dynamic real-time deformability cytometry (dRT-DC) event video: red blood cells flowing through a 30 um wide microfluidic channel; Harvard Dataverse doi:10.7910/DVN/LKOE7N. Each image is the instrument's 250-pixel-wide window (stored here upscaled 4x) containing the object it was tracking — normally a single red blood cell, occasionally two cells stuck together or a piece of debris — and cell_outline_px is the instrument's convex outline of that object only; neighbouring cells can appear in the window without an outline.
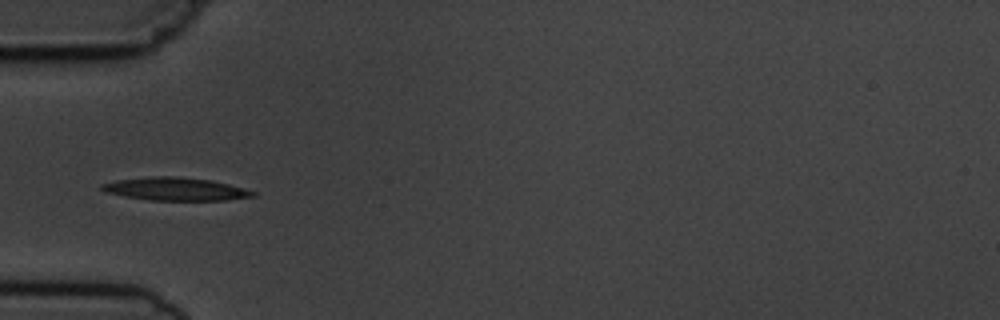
{"species": "common noctule bat (a hibernating species)", "species_latin": "Nyctalus noctula", "temperature_condition": "cold", "stored_images_in_passage": 7, "camera_frame_rate_fps": 3000, "um_per_image_px": 0.085, "animal": {"sex": "male", "body_mass_g": 19.5, "forearm_length_mm": 54.6}, "frame": {"image": 1, "passage_image": 7, "time_ms": 7.0, "image_size_px": [1000, 320], "cell_outline_px": [[256, 196], [228, 200], [148, 200], [124, 196], [104, 192], [100, 188], [100, 184], [116, 180], [152, 176], [176, 176], [212, 180], [228, 184], [256, 192]], "centroid_in_image_um": [14.88, 16.06], "position_along_channel_um": 70.1, "area_um2": 20.29}}